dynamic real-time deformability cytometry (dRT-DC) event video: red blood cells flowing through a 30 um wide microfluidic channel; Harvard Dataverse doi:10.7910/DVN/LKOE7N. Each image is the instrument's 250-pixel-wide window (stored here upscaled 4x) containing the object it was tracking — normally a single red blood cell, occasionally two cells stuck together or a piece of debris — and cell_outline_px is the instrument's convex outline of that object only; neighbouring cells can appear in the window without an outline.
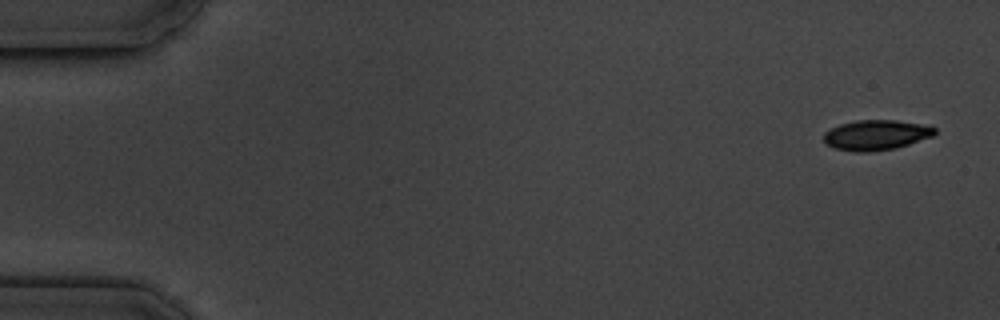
{"species": "common noctule bat (a hibernating species)", "species_latin": "Nyctalus noctula", "temperature_condition": "cold", "stored_images_in_passage": 4, "camera_frame_rate_fps": 3000, "um_per_image_px": 0.085, "animal": {"sex": "male", "body_mass_g": 19.5, "forearm_length_mm": 54.6}, "frame": {"image": 1, "passage_image": 1, "time_ms": 0.0, "image_size_px": [1000, 320], "cell_outline_px": [[936, 132], [932, 136], [896, 148], [872, 152], [852, 152], [836, 148], [824, 144], [824, 132], [840, 124], [856, 120], [896, 120], [920, 124], [936, 128]], "centroid_in_image_um": [74.43, 11.48], "position_along_channel_um": 10.6, "area_um2": 19.48}}
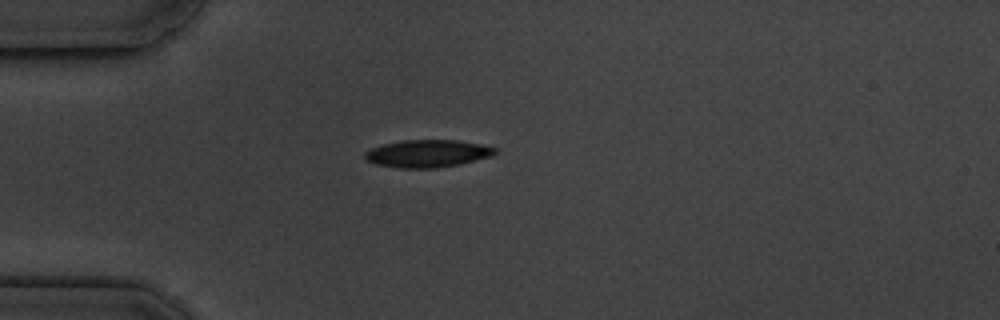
{"frame": {"image": 2, "passage_image": 4, "time_ms": 4.333, "image_size_px": [1000, 320], "cell_outline_px": [[496, 152], [492, 156], [460, 164], [436, 168], [400, 168], [376, 164], [364, 160], [364, 152], [372, 148], [384, 144], [404, 140], [456, 140], [480, 144], [496, 148]], "centroid_in_image_um": [36.32, 13.05], "position_along_channel_um": 48.7, "area_um2": 20.81}}